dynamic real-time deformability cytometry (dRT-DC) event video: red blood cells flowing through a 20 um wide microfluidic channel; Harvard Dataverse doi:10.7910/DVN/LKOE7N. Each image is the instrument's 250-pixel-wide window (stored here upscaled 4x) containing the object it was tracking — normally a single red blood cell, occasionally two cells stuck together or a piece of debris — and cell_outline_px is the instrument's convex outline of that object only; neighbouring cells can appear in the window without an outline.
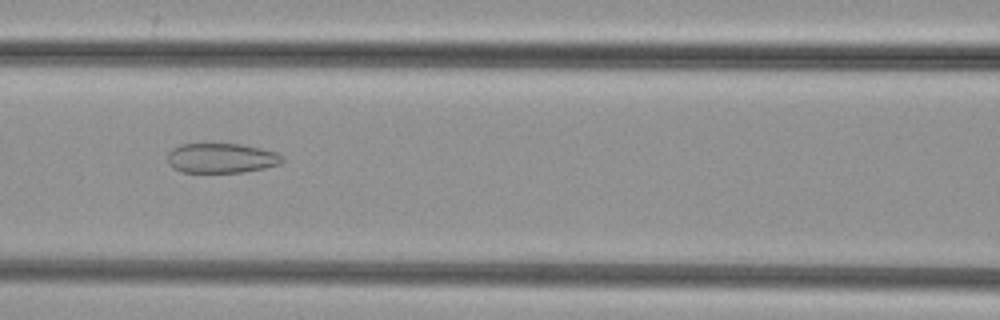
{"species": "common noctule bat (a hibernating species)", "species_latin": "Nyctalus noctula", "temperature_condition": "cold", "stored_images_in_passage": 32, "camera_frame_rate_fps": 3000, "um_per_image_px": 0.085, "animal": {"sex": "female", "body_mass_g": 29.2, "forearm_length_mm": 56.3}, "frame": {"image": 1, "passage_image": 10, "time_ms": 3.0, "image_size_px": [1000, 320], "cell_outline_px": [[284, 160], [280, 164], [264, 168], [240, 172], [180, 172], [172, 168], [168, 164], [168, 152], [172, 148], [180, 144], [240, 144], [260, 148], [276, 152], [284, 156]], "centroid_in_image_um": [18.8, 13.44], "position_along_channel_um": 147.8, "area_um2": 20.0}}
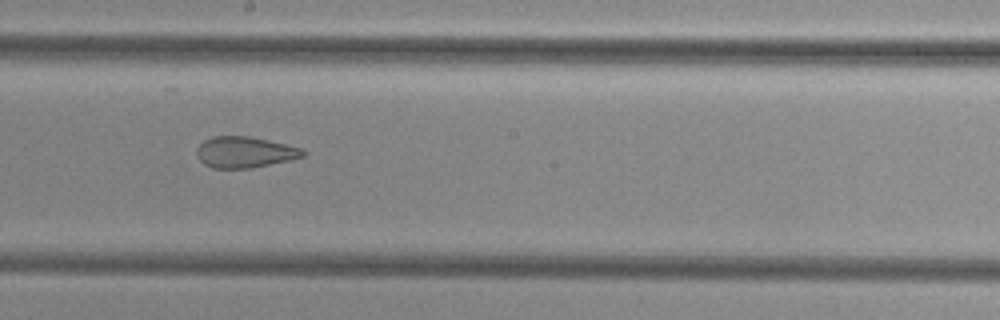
{"frame": {"image": 2, "passage_image": 16, "time_ms": 5.0, "image_size_px": [1000, 320], "cell_outline_px": [[308, 152], [304, 156], [292, 160], [252, 168], [212, 168], [204, 164], [200, 160], [196, 152], [196, 148], [204, 140], [212, 136], [248, 136], [268, 140], [300, 148]], "centroid_in_image_um": [20.81, 12.94], "position_along_channel_um": 227.4, "area_um2": 19.31}}
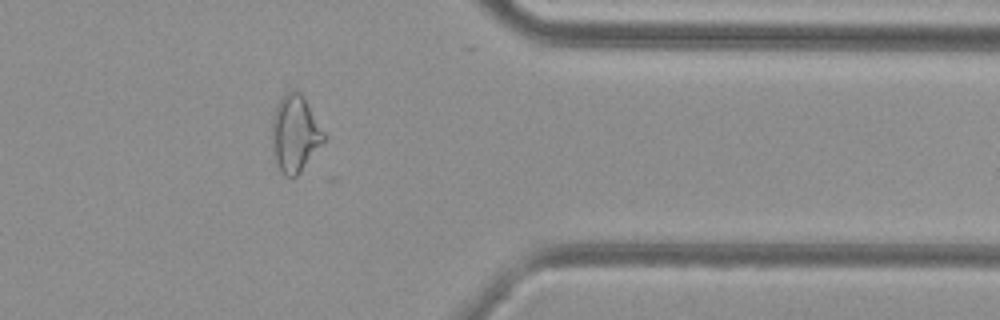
{"frame": {"image": 3, "passage_image": 29, "time_ms": 9.333, "image_size_px": [1000, 320], "cell_outline_px": [[324, 140], [300, 172], [296, 176], [284, 176], [276, 160], [272, 140], [272, 116], [276, 104], [280, 96], [284, 92], [292, 88], [296, 88], [304, 96], [324, 132]], "centroid_in_image_um": [25.05, 11.26], "position_along_channel_um": 386.3, "area_um2": 23.06}}